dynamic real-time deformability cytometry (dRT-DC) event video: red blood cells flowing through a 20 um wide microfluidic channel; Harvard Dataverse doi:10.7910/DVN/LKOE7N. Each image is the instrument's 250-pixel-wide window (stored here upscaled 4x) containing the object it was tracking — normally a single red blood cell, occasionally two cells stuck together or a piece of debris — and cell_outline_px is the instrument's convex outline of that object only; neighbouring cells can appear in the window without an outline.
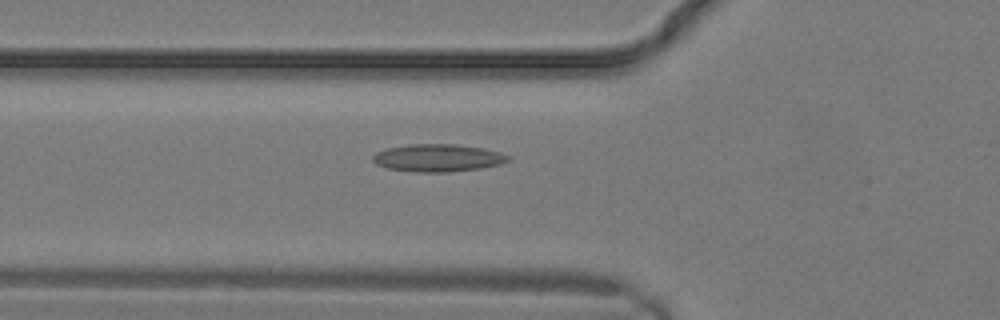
{"species": "common noctule bat (a hibernating species)", "species_latin": "Nyctalus noctula", "temperature_condition": "warm", "stored_images_in_passage": 6, "camera_frame_rate_fps": 3000, "um_per_image_px": 0.085, "animal": {"sex": "male", "body_mass_g": 19.2, "forearm_length_mm": 51.8}, "frame": {"image": 1, "passage_image": 4, "time_ms": 1.0, "image_size_px": [1000, 320], "cell_outline_px": [[508, 160], [500, 164], [480, 168], [448, 172], [416, 172], [388, 168], [376, 164], [372, 160], [372, 156], [376, 152], [388, 148], [408, 144], [456, 144], [480, 148], [500, 152], [508, 156]], "centroid_in_image_um": [37.17, 13.42], "position_along_channel_um": 88.6, "area_um2": 21.5}}
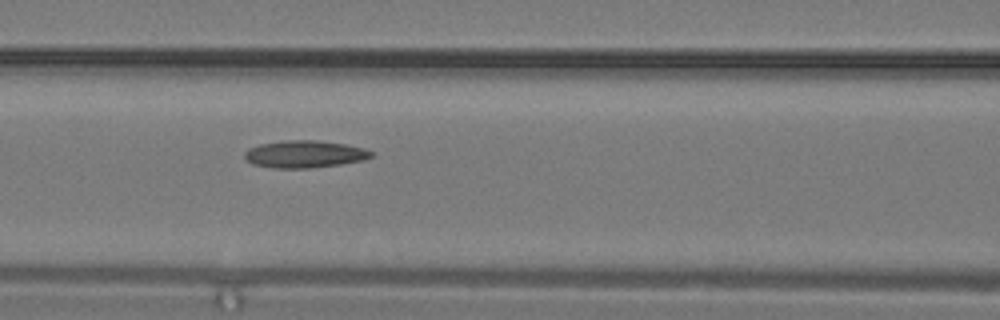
{"frame": {"image": 2, "passage_image": 6, "time_ms": 1.667, "image_size_px": [1000, 320], "cell_outline_px": [[376, 152], [372, 156], [364, 160], [340, 164], [312, 168], [272, 168], [252, 164], [244, 160], [244, 152], [248, 148], [260, 144], [284, 140], [316, 140], [344, 144], [364, 148]], "centroid_in_image_um": [25.87, 13.1], "position_along_channel_um": 140.7, "area_um2": 20.35}}